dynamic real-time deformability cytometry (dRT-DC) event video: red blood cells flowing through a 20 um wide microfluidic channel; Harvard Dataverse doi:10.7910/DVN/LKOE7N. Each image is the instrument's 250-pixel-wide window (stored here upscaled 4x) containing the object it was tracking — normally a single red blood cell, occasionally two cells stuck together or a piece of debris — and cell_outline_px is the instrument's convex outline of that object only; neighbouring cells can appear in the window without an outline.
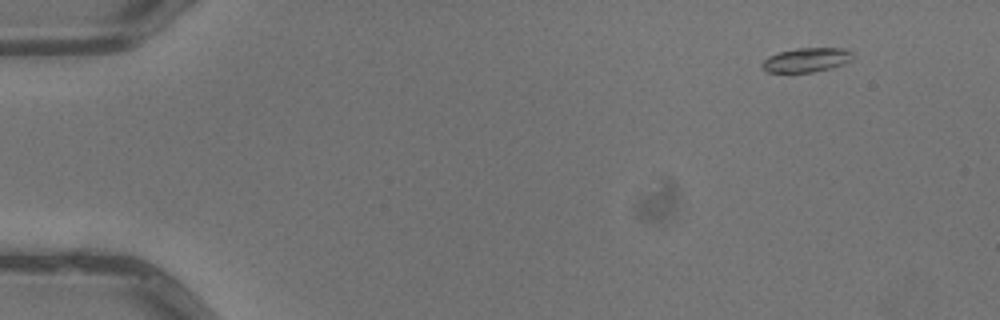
{"species": "common noctule bat (a hibernating species)", "species_latin": "Nyctalus noctula", "temperature_condition": "warm", "stored_images_in_passage": 4, "camera_frame_rate_fps": 3000, "um_per_image_px": 0.085, "animal": {"sex": "male", "body_mass_g": 13.3}, "frame": {"image": 1, "passage_image": 1, "time_ms": 0.0, "image_size_px": [1000, 320], "cell_outline_px": [[852, 60], [844, 64], [812, 72], [768, 72], [760, 64], [768, 56], [780, 52], [796, 48], [844, 48], [852, 52]], "centroid_in_image_um": [68.55, 5.08], "position_along_channel_um": 16.4, "area_um2": 12.66}}
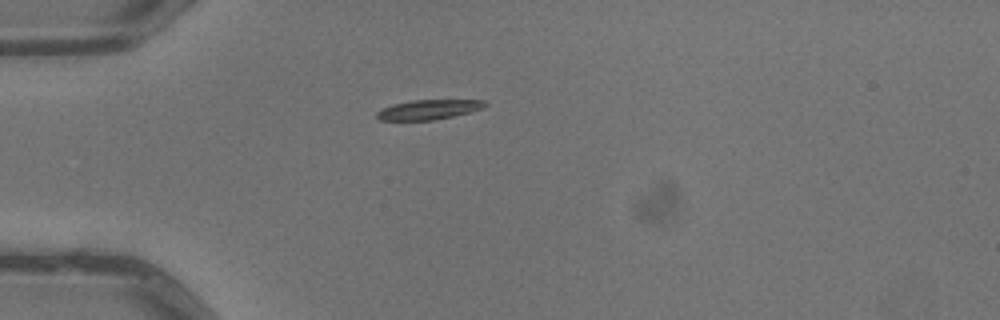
{"frame": {"image": 2, "passage_image": 4, "time_ms": 1.0, "image_size_px": [1000, 320], "cell_outline_px": [[488, 104], [484, 108], [452, 116], [432, 120], [380, 120], [376, 116], [376, 112], [380, 108], [392, 104], [412, 100], [484, 100]], "centroid_in_image_um": [36.39, 9.3], "position_along_channel_um": 48.6, "area_um2": 12.43}}